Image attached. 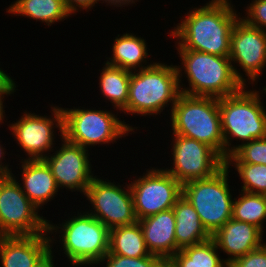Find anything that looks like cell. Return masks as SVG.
Masks as SVG:
<instances>
[{"label":"cell","mask_w":266,"mask_h":267,"mask_svg":"<svg viewBox=\"0 0 266 267\" xmlns=\"http://www.w3.org/2000/svg\"><path fill=\"white\" fill-rule=\"evenodd\" d=\"M61 147L55 153L47 155L43 160L50 167L58 188L69 191H80L84 194L91 181L96 177L92 174L88 149L61 139Z\"/></svg>","instance_id":"15"},{"label":"cell","mask_w":266,"mask_h":267,"mask_svg":"<svg viewBox=\"0 0 266 267\" xmlns=\"http://www.w3.org/2000/svg\"><path fill=\"white\" fill-rule=\"evenodd\" d=\"M182 67L177 66L180 92L193 96L226 97L245 85L235 76L229 56H218L187 49H177ZM189 87L181 86L182 71ZM191 87V88H190Z\"/></svg>","instance_id":"2"},{"label":"cell","mask_w":266,"mask_h":267,"mask_svg":"<svg viewBox=\"0 0 266 267\" xmlns=\"http://www.w3.org/2000/svg\"><path fill=\"white\" fill-rule=\"evenodd\" d=\"M225 165L214 176L182 185V195L191 203L207 232L214 235L232 218L233 201L229 171Z\"/></svg>","instance_id":"7"},{"label":"cell","mask_w":266,"mask_h":267,"mask_svg":"<svg viewBox=\"0 0 266 267\" xmlns=\"http://www.w3.org/2000/svg\"><path fill=\"white\" fill-rule=\"evenodd\" d=\"M22 191L14 174L0 176V236L48 232V220Z\"/></svg>","instance_id":"9"},{"label":"cell","mask_w":266,"mask_h":267,"mask_svg":"<svg viewBox=\"0 0 266 267\" xmlns=\"http://www.w3.org/2000/svg\"><path fill=\"white\" fill-rule=\"evenodd\" d=\"M107 254L134 258L152 255L146 246L138 221L110 229L109 252Z\"/></svg>","instance_id":"24"},{"label":"cell","mask_w":266,"mask_h":267,"mask_svg":"<svg viewBox=\"0 0 266 267\" xmlns=\"http://www.w3.org/2000/svg\"><path fill=\"white\" fill-rule=\"evenodd\" d=\"M173 137V167L165 170L182 185L210 178L225 166V160L208 145L178 134Z\"/></svg>","instance_id":"11"},{"label":"cell","mask_w":266,"mask_h":267,"mask_svg":"<svg viewBox=\"0 0 266 267\" xmlns=\"http://www.w3.org/2000/svg\"><path fill=\"white\" fill-rule=\"evenodd\" d=\"M57 231L61 234L59 242L63 253L74 267H93L109 252L110 230L87 211L78 212L77 216H72L58 226L48 221L49 235L53 232L57 234Z\"/></svg>","instance_id":"5"},{"label":"cell","mask_w":266,"mask_h":267,"mask_svg":"<svg viewBox=\"0 0 266 267\" xmlns=\"http://www.w3.org/2000/svg\"><path fill=\"white\" fill-rule=\"evenodd\" d=\"M16 90H0V124L4 123L3 120L5 118V110H4V105H3V101H4V97L6 96H10L11 94H13ZM6 95V96H5Z\"/></svg>","instance_id":"34"},{"label":"cell","mask_w":266,"mask_h":267,"mask_svg":"<svg viewBox=\"0 0 266 267\" xmlns=\"http://www.w3.org/2000/svg\"><path fill=\"white\" fill-rule=\"evenodd\" d=\"M225 163H247L266 165V137L245 144L232 145L231 155Z\"/></svg>","instance_id":"28"},{"label":"cell","mask_w":266,"mask_h":267,"mask_svg":"<svg viewBox=\"0 0 266 267\" xmlns=\"http://www.w3.org/2000/svg\"><path fill=\"white\" fill-rule=\"evenodd\" d=\"M263 91H265L266 92V86L262 89V91L261 92H263Z\"/></svg>","instance_id":"39"},{"label":"cell","mask_w":266,"mask_h":267,"mask_svg":"<svg viewBox=\"0 0 266 267\" xmlns=\"http://www.w3.org/2000/svg\"><path fill=\"white\" fill-rule=\"evenodd\" d=\"M104 64L99 77L100 92L114 104L113 109L122 111L127 106L131 71Z\"/></svg>","instance_id":"25"},{"label":"cell","mask_w":266,"mask_h":267,"mask_svg":"<svg viewBox=\"0 0 266 267\" xmlns=\"http://www.w3.org/2000/svg\"><path fill=\"white\" fill-rule=\"evenodd\" d=\"M241 19L250 26L266 31V0H253Z\"/></svg>","instance_id":"30"},{"label":"cell","mask_w":266,"mask_h":267,"mask_svg":"<svg viewBox=\"0 0 266 267\" xmlns=\"http://www.w3.org/2000/svg\"><path fill=\"white\" fill-rule=\"evenodd\" d=\"M53 256V251H51V254L38 267H55Z\"/></svg>","instance_id":"37"},{"label":"cell","mask_w":266,"mask_h":267,"mask_svg":"<svg viewBox=\"0 0 266 267\" xmlns=\"http://www.w3.org/2000/svg\"><path fill=\"white\" fill-rule=\"evenodd\" d=\"M172 209L176 219L175 239L180 250L212 238L202 225L194 207L183 195L176 201Z\"/></svg>","instance_id":"20"},{"label":"cell","mask_w":266,"mask_h":267,"mask_svg":"<svg viewBox=\"0 0 266 267\" xmlns=\"http://www.w3.org/2000/svg\"><path fill=\"white\" fill-rule=\"evenodd\" d=\"M119 36L116 37L114 44H112L113 56L108 58L110 61L107 60L106 64L133 72L148 68L155 63L151 62L146 65L148 63L146 58L148 59L149 54L144 38L137 37L132 33H125Z\"/></svg>","instance_id":"21"},{"label":"cell","mask_w":266,"mask_h":267,"mask_svg":"<svg viewBox=\"0 0 266 267\" xmlns=\"http://www.w3.org/2000/svg\"><path fill=\"white\" fill-rule=\"evenodd\" d=\"M229 1L211 0L190 10L171 30L170 36L177 39L176 49L229 56L232 29L241 17Z\"/></svg>","instance_id":"1"},{"label":"cell","mask_w":266,"mask_h":267,"mask_svg":"<svg viewBox=\"0 0 266 267\" xmlns=\"http://www.w3.org/2000/svg\"><path fill=\"white\" fill-rule=\"evenodd\" d=\"M100 1H105V3H107L106 5H113L114 7H122L123 5L124 6H128L129 4H135V2H137L138 0H99ZM126 4V5H125ZM120 5V6H119Z\"/></svg>","instance_id":"36"},{"label":"cell","mask_w":266,"mask_h":267,"mask_svg":"<svg viewBox=\"0 0 266 267\" xmlns=\"http://www.w3.org/2000/svg\"><path fill=\"white\" fill-rule=\"evenodd\" d=\"M255 225L237 221L233 218L228 220L214 235L219 250L227 253L225 262L230 265L237 258L248 252L260 248L263 243V233Z\"/></svg>","instance_id":"17"},{"label":"cell","mask_w":266,"mask_h":267,"mask_svg":"<svg viewBox=\"0 0 266 267\" xmlns=\"http://www.w3.org/2000/svg\"><path fill=\"white\" fill-rule=\"evenodd\" d=\"M0 90H17L14 79L0 68Z\"/></svg>","instance_id":"33"},{"label":"cell","mask_w":266,"mask_h":267,"mask_svg":"<svg viewBox=\"0 0 266 267\" xmlns=\"http://www.w3.org/2000/svg\"><path fill=\"white\" fill-rule=\"evenodd\" d=\"M169 110L173 134L202 142L224 159L219 98L180 93Z\"/></svg>","instance_id":"4"},{"label":"cell","mask_w":266,"mask_h":267,"mask_svg":"<svg viewBox=\"0 0 266 267\" xmlns=\"http://www.w3.org/2000/svg\"><path fill=\"white\" fill-rule=\"evenodd\" d=\"M4 147H2V145L0 144V176H8L12 174V171L8 168L9 165H6L2 163V159L4 158L5 160V153L4 151ZM3 164V165H2Z\"/></svg>","instance_id":"35"},{"label":"cell","mask_w":266,"mask_h":267,"mask_svg":"<svg viewBox=\"0 0 266 267\" xmlns=\"http://www.w3.org/2000/svg\"><path fill=\"white\" fill-rule=\"evenodd\" d=\"M51 108L50 117L26 111L18 121L8 125L16 142L28 156L23 159H44L49 152H53L56 138L54 129L58 128L60 136L63 137L62 109L59 106Z\"/></svg>","instance_id":"13"},{"label":"cell","mask_w":266,"mask_h":267,"mask_svg":"<svg viewBox=\"0 0 266 267\" xmlns=\"http://www.w3.org/2000/svg\"><path fill=\"white\" fill-rule=\"evenodd\" d=\"M229 267H266V243L234 260Z\"/></svg>","instance_id":"31"},{"label":"cell","mask_w":266,"mask_h":267,"mask_svg":"<svg viewBox=\"0 0 266 267\" xmlns=\"http://www.w3.org/2000/svg\"><path fill=\"white\" fill-rule=\"evenodd\" d=\"M229 58L235 76L245 86L246 76L249 83H256L266 67V31L248 25L240 17L232 29ZM234 63H238L245 76L239 73Z\"/></svg>","instance_id":"14"},{"label":"cell","mask_w":266,"mask_h":267,"mask_svg":"<svg viewBox=\"0 0 266 267\" xmlns=\"http://www.w3.org/2000/svg\"><path fill=\"white\" fill-rule=\"evenodd\" d=\"M240 197L234 198L232 218L264 229L266 220V204L263 194H253L241 191Z\"/></svg>","instance_id":"26"},{"label":"cell","mask_w":266,"mask_h":267,"mask_svg":"<svg viewBox=\"0 0 266 267\" xmlns=\"http://www.w3.org/2000/svg\"><path fill=\"white\" fill-rule=\"evenodd\" d=\"M66 8L71 12V14H76L81 8L82 10H88L93 8L99 0H63Z\"/></svg>","instance_id":"32"},{"label":"cell","mask_w":266,"mask_h":267,"mask_svg":"<svg viewBox=\"0 0 266 267\" xmlns=\"http://www.w3.org/2000/svg\"><path fill=\"white\" fill-rule=\"evenodd\" d=\"M48 234L0 236L2 267H38L52 251Z\"/></svg>","instance_id":"16"},{"label":"cell","mask_w":266,"mask_h":267,"mask_svg":"<svg viewBox=\"0 0 266 267\" xmlns=\"http://www.w3.org/2000/svg\"><path fill=\"white\" fill-rule=\"evenodd\" d=\"M219 256L217 244L211 238L182 248L166 262V267H229Z\"/></svg>","instance_id":"23"},{"label":"cell","mask_w":266,"mask_h":267,"mask_svg":"<svg viewBox=\"0 0 266 267\" xmlns=\"http://www.w3.org/2000/svg\"><path fill=\"white\" fill-rule=\"evenodd\" d=\"M231 164L239 173L243 186L241 191L264 194L266 193V165L265 164H247V163H225L230 168Z\"/></svg>","instance_id":"27"},{"label":"cell","mask_w":266,"mask_h":267,"mask_svg":"<svg viewBox=\"0 0 266 267\" xmlns=\"http://www.w3.org/2000/svg\"><path fill=\"white\" fill-rule=\"evenodd\" d=\"M149 252L167 262L180 249L175 239V214L173 209L138 220Z\"/></svg>","instance_id":"18"},{"label":"cell","mask_w":266,"mask_h":267,"mask_svg":"<svg viewBox=\"0 0 266 267\" xmlns=\"http://www.w3.org/2000/svg\"><path fill=\"white\" fill-rule=\"evenodd\" d=\"M219 98L224 160L231 155L232 138L248 143L266 137V109L257 90H245ZM246 141V142H245Z\"/></svg>","instance_id":"6"},{"label":"cell","mask_w":266,"mask_h":267,"mask_svg":"<svg viewBox=\"0 0 266 267\" xmlns=\"http://www.w3.org/2000/svg\"><path fill=\"white\" fill-rule=\"evenodd\" d=\"M263 196H264V201H265V204H266V193H264Z\"/></svg>","instance_id":"38"},{"label":"cell","mask_w":266,"mask_h":267,"mask_svg":"<svg viewBox=\"0 0 266 267\" xmlns=\"http://www.w3.org/2000/svg\"><path fill=\"white\" fill-rule=\"evenodd\" d=\"M63 137L70 143L90 148V145L116 142L128 133L134 132L130 124L110 110L80 108H62Z\"/></svg>","instance_id":"8"},{"label":"cell","mask_w":266,"mask_h":267,"mask_svg":"<svg viewBox=\"0 0 266 267\" xmlns=\"http://www.w3.org/2000/svg\"><path fill=\"white\" fill-rule=\"evenodd\" d=\"M180 93L176 65L155 62L148 68L131 72L127 106L121 112L158 115L170 103L173 108Z\"/></svg>","instance_id":"3"},{"label":"cell","mask_w":266,"mask_h":267,"mask_svg":"<svg viewBox=\"0 0 266 267\" xmlns=\"http://www.w3.org/2000/svg\"><path fill=\"white\" fill-rule=\"evenodd\" d=\"M21 163L22 183H19L20 187L27 198L41 209L59 192L55 178L43 159H21Z\"/></svg>","instance_id":"19"},{"label":"cell","mask_w":266,"mask_h":267,"mask_svg":"<svg viewBox=\"0 0 266 267\" xmlns=\"http://www.w3.org/2000/svg\"><path fill=\"white\" fill-rule=\"evenodd\" d=\"M107 181L97 176L91 181L85 196L93 208L87 212L109 230L135 223L137 219L130 186L127 184L122 188L119 183Z\"/></svg>","instance_id":"12"},{"label":"cell","mask_w":266,"mask_h":267,"mask_svg":"<svg viewBox=\"0 0 266 267\" xmlns=\"http://www.w3.org/2000/svg\"><path fill=\"white\" fill-rule=\"evenodd\" d=\"M104 261H106L105 267H166V262L156 255L134 258L106 254L98 264L102 262L105 265Z\"/></svg>","instance_id":"29"},{"label":"cell","mask_w":266,"mask_h":267,"mask_svg":"<svg viewBox=\"0 0 266 267\" xmlns=\"http://www.w3.org/2000/svg\"><path fill=\"white\" fill-rule=\"evenodd\" d=\"M129 186L137 221L173 208L182 196V184L165 169H148Z\"/></svg>","instance_id":"10"},{"label":"cell","mask_w":266,"mask_h":267,"mask_svg":"<svg viewBox=\"0 0 266 267\" xmlns=\"http://www.w3.org/2000/svg\"><path fill=\"white\" fill-rule=\"evenodd\" d=\"M7 13L26 16L51 26L69 17L71 12L66 8L63 0H16Z\"/></svg>","instance_id":"22"}]
</instances>
